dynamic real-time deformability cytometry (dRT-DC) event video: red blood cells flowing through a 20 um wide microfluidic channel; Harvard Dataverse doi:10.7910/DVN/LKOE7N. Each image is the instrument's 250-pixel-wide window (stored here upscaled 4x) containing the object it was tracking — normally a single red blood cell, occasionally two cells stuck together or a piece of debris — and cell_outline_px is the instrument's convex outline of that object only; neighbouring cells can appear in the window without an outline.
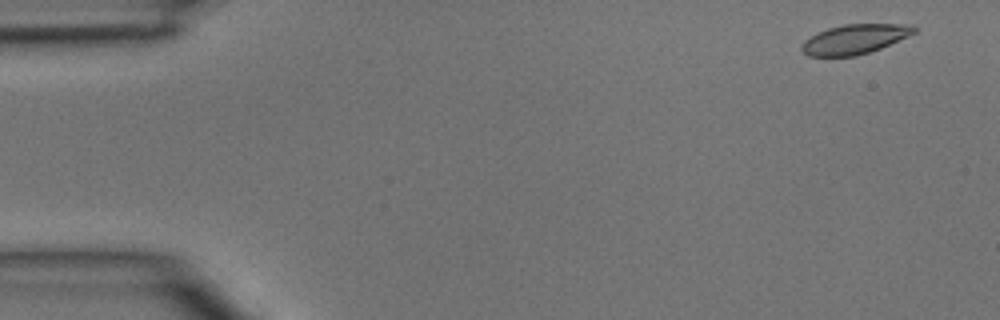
{"species": "common noctule bat (a hibernating species)", "species_latin": "Nyctalus noctula", "temperature_condition": "room temperature", "stored_images_in_passage": 44, "camera_frame_rate_fps": 3000, "um_per_image_px": 0.085, "animal": {"sex": "male", "body_mass_g": 15.6}, "frame": {"image": 1, "passage_image": 2, "time_ms": 0.333, "image_size_px": [1000, 320], "cell_outline_px": [[916, 32], [908, 36], [880, 48], [856, 56], [808, 56], [800, 48], [804, 40], [828, 28], [844, 24], [912, 24], [916, 28]], "centroid_in_image_um": [72.66, 3.32], "position_along_channel_um": 12.3, "area_um2": 19.19}}
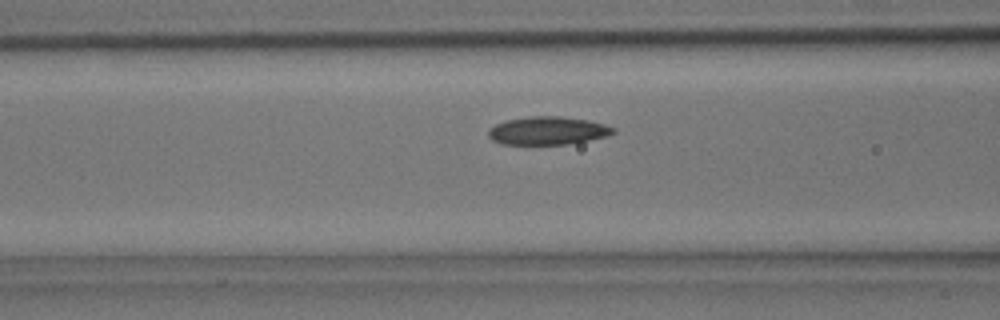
{"frame": {"image": 2, "passage_image": 17, "time_ms": 5.333, "image_size_px": [1000, 320], "cell_outline_px": [[616, 132], [608, 136], [568, 144], [500, 144], [492, 140], [488, 136], [488, 128], [496, 124], [508, 120], [528, 116], [560, 116], [588, 120], [604, 124], [616, 128]], "centroid_in_image_um": [46.56, 11.11], "position_along_channel_um": 120.0, "area_um2": 20.52}}
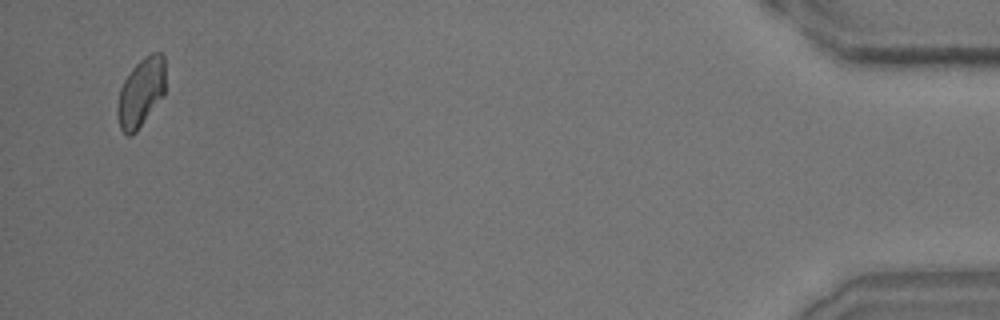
{"frame": {"image": 3, "passage_image": 43, "time_ms": 14.0, "image_size_px": [1000, 320], "cell_outline_px": [[164, 96], [136, 132], [132, 136], [128, 136], [120, 128], [116, 112], [116, 108], [120, 88], [124, 80], [132, 68], [144, 56], [152, 52], [160, 52], [164, 56]], "centroid_in_image_um": [11.97, 7.87], "position_along_channel_um": 423.2, "area_um2": 19.36}}